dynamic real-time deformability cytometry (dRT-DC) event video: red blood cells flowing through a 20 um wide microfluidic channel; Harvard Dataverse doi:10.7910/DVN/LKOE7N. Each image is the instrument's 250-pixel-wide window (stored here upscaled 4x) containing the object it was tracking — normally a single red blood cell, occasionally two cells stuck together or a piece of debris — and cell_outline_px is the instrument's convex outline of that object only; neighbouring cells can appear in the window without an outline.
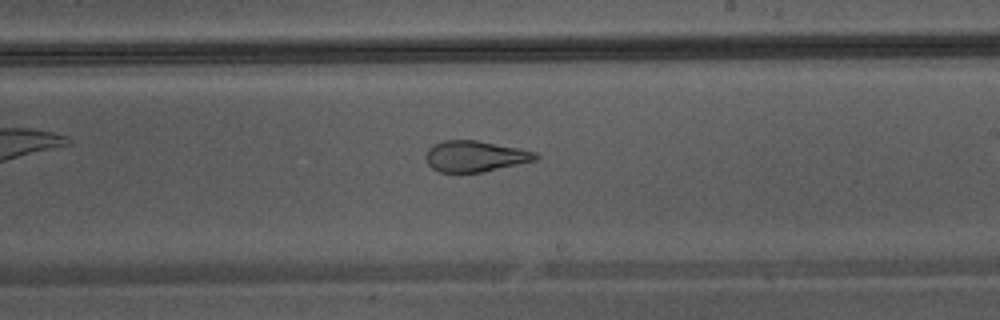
{"species": "Egyptian fruit bat (a non-hibernating species)", "species_latin": "Rousettus aegyptiacus", "temperature_condition": "warm", "stored_images_in_passage": 24, "camera_frame_rate_fps": 3000, "um_per_image_px": 0.085, "animal": {"sex": "male"}, "frame": {"image": 1, "passage_image": 14, "time_ms": 4.333, "image_size_px": [1000, 320], "cell_outline_px": [[540, 156], [536, 160], [484, 172], [440, 172], [432, 168], [428, 164], [424, 156], [428, 148], [432, 144], [444, 140], [476, 140], [520, 148], [536, 152]], "centroid_in_image_um": [40.37, 13.27], "position_along_channel_um": 248.6, "area_um2": 20.0}}